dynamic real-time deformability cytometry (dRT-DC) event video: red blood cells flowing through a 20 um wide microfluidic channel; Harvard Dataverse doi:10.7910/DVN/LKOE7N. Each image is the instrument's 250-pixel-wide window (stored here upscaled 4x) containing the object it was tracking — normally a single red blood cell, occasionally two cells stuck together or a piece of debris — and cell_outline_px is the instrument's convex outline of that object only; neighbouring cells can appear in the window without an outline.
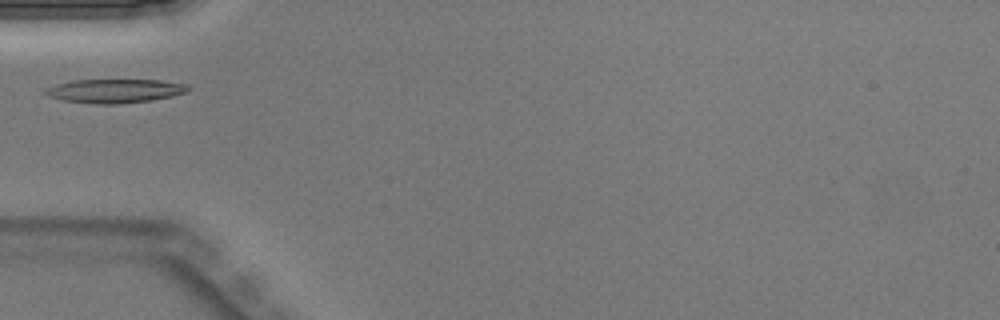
{"species": "Egyptian fruit bat (a non-hibernating species)", "species_latin": "Rousettus aegyptiacus", "temperature_condition": "warm", "stored_images_in_passage": 25, "camera_frame_rate_fps": 3000, "um_per_image_px": 0.085, "animal": {"sex": "male"}, "frame": {"image": 1, "passage_image": 1, "time_ms": 0.0, "image_size_px": [1000, 320], "cell_outline_px": [[188, 92], [172, 96], [152, 100], [120, 104], [96, 104], [64, 100], [48, 96], [44, 92], [44, 88], [56, 84], [76, 80], [160, 80], [188, 84]], "centroid_in_image_um": [9.77, 7.73], "position_along_channel_um": 75.2, "area_um2": 19.83}}